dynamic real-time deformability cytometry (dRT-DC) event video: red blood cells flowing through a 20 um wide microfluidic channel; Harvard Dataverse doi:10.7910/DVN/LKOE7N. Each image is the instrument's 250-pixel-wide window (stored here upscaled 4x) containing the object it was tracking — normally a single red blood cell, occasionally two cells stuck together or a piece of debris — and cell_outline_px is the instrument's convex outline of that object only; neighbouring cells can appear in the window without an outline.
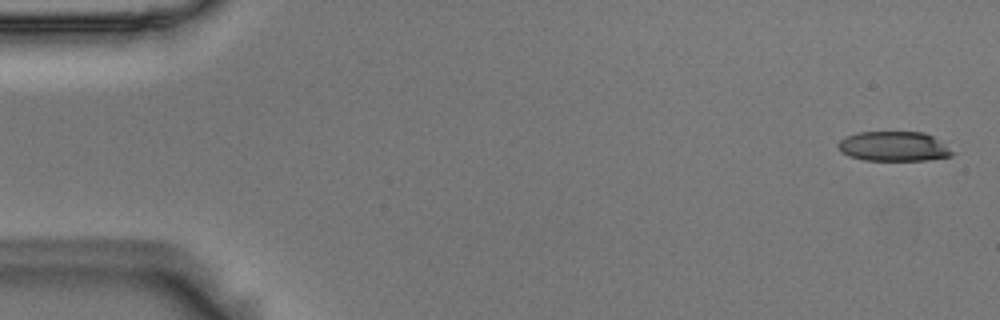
{"species": "Egyptian fruit bat (a non-hibernating species)", "species_latin": "Rousettus aegyptiacus", "temperature_condition": "room temperature", "stored_images_in_passage": 4, "camera_frame_rate_fps": 3000, "um_per_image_px": 0.085, "animal": {"sex": "male"}, "frame": {"image": 1, "passage_image": 1, "time_ms": 0.0, "image_size_px": [1000, 320], "cell_outline_px": [[956, 152], [952, 156], [928, 160], [864, 160], [848, 156], [840, 152], [836, 148], [836, 144], [844, 136], [856, 132], [924, 132], [932, 136]], "centroid_in_image_um": [75.92, 12.44], "position_along_channel_um": 9.1, "area_um2": 20.06}}